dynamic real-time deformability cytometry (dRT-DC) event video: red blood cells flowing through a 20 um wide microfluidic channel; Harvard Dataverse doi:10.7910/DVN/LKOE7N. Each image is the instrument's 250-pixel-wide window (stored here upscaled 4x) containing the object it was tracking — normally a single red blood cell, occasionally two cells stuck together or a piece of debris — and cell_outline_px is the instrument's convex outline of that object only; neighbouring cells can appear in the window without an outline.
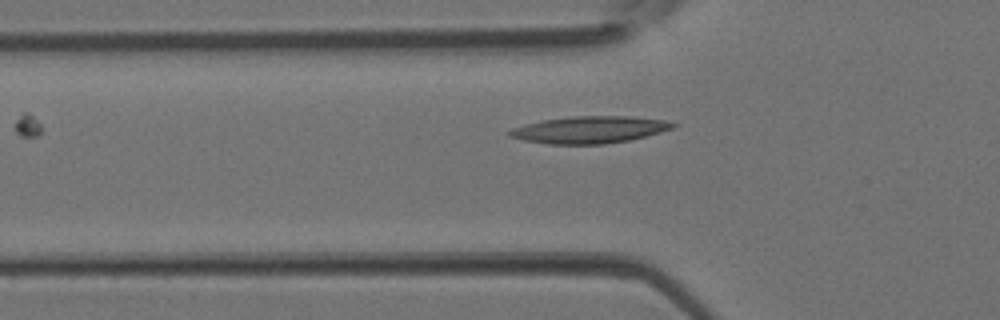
{"species": "Egyptian fruit bat (a non-hibernating species)", "species_latin": "Rousettus aegyptiacus", "temperature_condition": "room temperature", "stored_images_in_passage": 5, "camera_frame_rate_fps": 3000, "um_per_image_px": 0.085, "animal": {"sex": "female"}, "frame": {"image": 1, "passage_image": 4, "time_ms": 1.0, "image_size_px": [1000, 320], "cell_outline_px": [[680, 124], [672, 128], [660, 132], [628, 140], [604, 144], [548, 144], [524, 140], [508, 136], [508, 132], [512, 128], [524, 124], [544, 120], [572, 116], [632, 116], [664, 120]], "centroid_in_image_um": [50.11, 11.02], "position_along_channel_um": 75.7, "area_um2": 25.61}}